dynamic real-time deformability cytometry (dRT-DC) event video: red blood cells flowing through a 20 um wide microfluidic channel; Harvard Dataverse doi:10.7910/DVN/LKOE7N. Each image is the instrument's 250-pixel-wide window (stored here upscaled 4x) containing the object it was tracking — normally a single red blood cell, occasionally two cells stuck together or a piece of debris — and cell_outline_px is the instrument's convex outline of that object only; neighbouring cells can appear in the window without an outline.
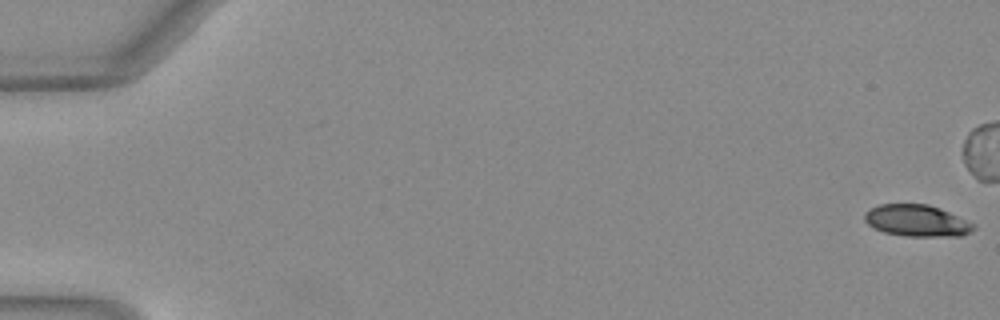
{"species": "Egyptian fruit bat (a non-hibernating species)", "species_latin": "Rousettus aegyptiacus", "temperature_condition": "warm", "stored_images_in_passage": 11, "camera_frame_rate_fps": 3000, "um_per_image_px": 0.085, "animal": {"sex": "female"}, "frame": {"image": 1, "passage_image": 1, "time_ms": 0.0, "image_size_px": [1000, 320], "cell_outline_px": [[976, 228], [972, 232], [960, 236], [904, 236], [884, 232], [872, 228], [864, 220], [864, 212], [880, 204], [928, 204], [940, 208], [976, 224]], "centroid_in_image_um": [77.94, 18.76], "position_along_channel_um": 7.1, "area_um2": 20.29}}